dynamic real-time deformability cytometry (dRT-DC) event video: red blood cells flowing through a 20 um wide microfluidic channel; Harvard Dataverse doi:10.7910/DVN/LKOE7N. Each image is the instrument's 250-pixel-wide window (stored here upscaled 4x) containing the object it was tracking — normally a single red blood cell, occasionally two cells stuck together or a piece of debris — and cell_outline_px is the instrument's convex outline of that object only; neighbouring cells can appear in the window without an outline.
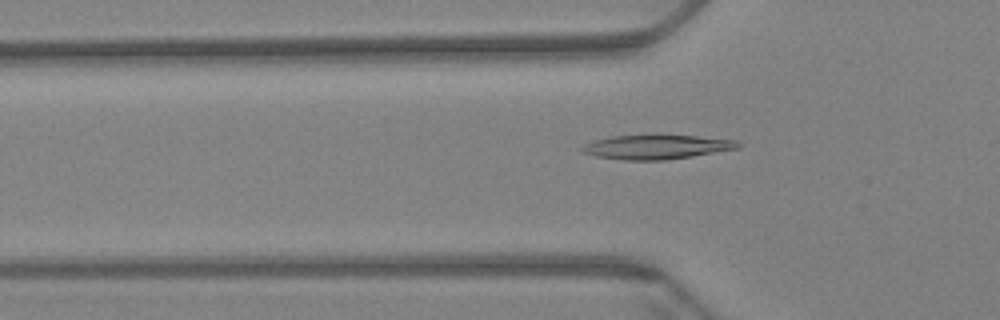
{"species": "Egyptian fruit bat (a non-hibernating species)", "species_latin": "Rousettus aegyptiacus", "temperature_condition": "warm", "stored_images_in_passage": 60, "camera_frame_rate_fps": 3000, "um_per_image_px": 0.085, "animal": {"sex": "female"}, "frame": {"image": 1, "passage_image": 20, "time_ms": 6.333, "image_size_px": [1000, 320], "cell_outline_px": [[740, 148], [692, 156], [664, 160], [624, 160], [596, 156], [584, 152], [580, 148], [584, 144], [596, 140], [612, 136], [652, 132], [656, 132], [736, 140], [740, 144]], "centroid_in_image_um": [55.81, 12.44], "position_along_channel_um": 70.0, "area_um2": 22.83}}
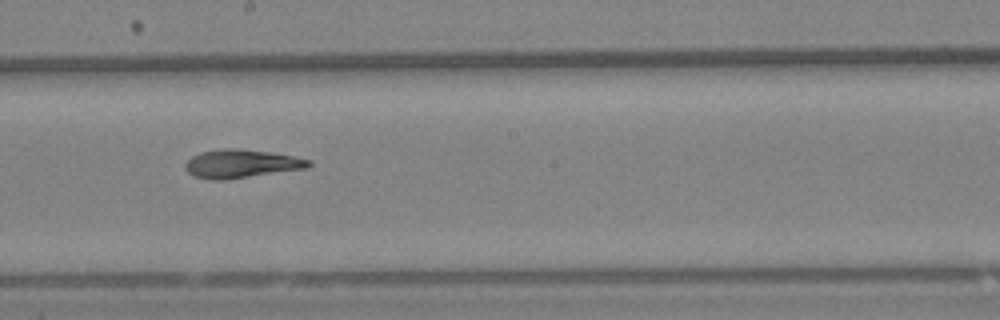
{"frame": {"image": 2, "passage_image": 34, "time_ms": 11.0, "image_size_px": [1000, 320], "cell_outline_px": [[312, 164], [308, 168], [224, 180], [208, 180], [196, 176], [188, 172], [184, 168], [184, 164], [192, 156], [200, 152], [224, 148], [236, 148], [268, 152], [292, 156], [312, 160]], "centroid_in_image_um": [20.5, 13.92], "position_along_channel_um": 227.7, "area_um2": 20.4}}
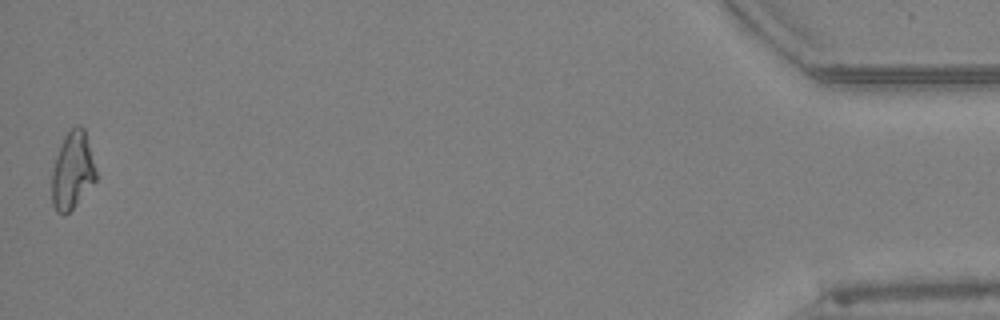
{"frame": {"image": 3, "passage_image": 60, "time_ms": 19.667, "image_size_px": [1000, 320], "cell_outline_px": [[96, 180], [72, 208], [64, 216], [56, 212], [52, 204], [52, 168], [60, 144], [64, 136], [76, 124], [80, 124], [84, 128], [96, 172]], "centroid_in_image_um": [6.13, 14.5], "position_along_channel_um": 429.1, "area_um2": 19.71}, "authors_computed_cell_mechanics": {"area_um2": 20.23, "velocity_mm_per_s": 3.3969, "shape_relaxation_time_tau1_ms": null, "shape_relaxation_time_tau2_ms": 5.2884, "deformation_change_tau1": null, "deformation_change_tau2": 0.1327}}